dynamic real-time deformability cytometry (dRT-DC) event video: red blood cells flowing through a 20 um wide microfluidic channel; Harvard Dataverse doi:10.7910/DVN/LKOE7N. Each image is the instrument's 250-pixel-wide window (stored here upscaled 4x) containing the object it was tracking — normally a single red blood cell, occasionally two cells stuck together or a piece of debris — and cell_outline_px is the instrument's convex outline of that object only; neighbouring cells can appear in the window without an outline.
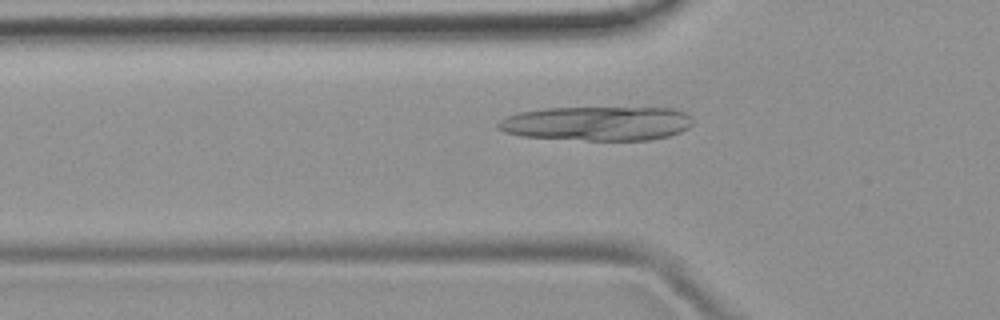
{"species": "common noctule bat (a hibernating species)", "species_latin": "Nyctalus noctula", "temperature_condition": "room temperature", "stored_images_in_passage": 51, "camera_frame_rate_fps": 3000, "um_per_image_px": 0.085, "animal": {"sex": "female", "body_mass_g": 19.9}, "frame": {"image": 1, "passage_image": 17, "time_ms": 5.333, "image_size_px": [1000, 320], "cell_outline_px": [[692, 124], [688, 128], [680, 132], [668, 136], [652, 140], [588, 140], [520, 136], [504, 132], [496, 128], [496, 124], [500, 120], [508, 116], [520, 112], [544, 108], [672, 108], [684, 112], [692, 120]], "centroid_in_image_um": [50.73, 10.5], "position_along_channel_um": 75.1, "area_um2": 38.84}}
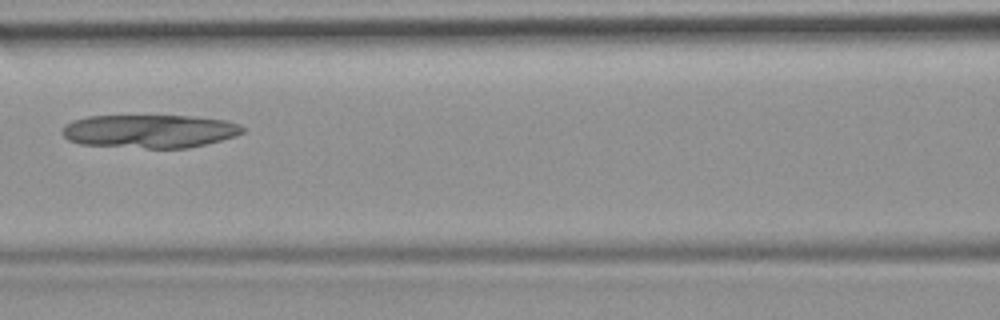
{"frame": {"image": 2, "passage_image": 23, "time_ms": 7.333, "image_size_px": [1000, 320], "cell_outline_px": [[244, 132], [236, 136], [188, 148], [148, 148], [80, 144], [68, 140], [60, 132], [64, 124], [72, 120], [88, 116], [188, 116], [224, 120], [240, 124], [244, 128]], "centroid_in_image_um": [12.68, 11.15], "position_along_channel_um": 153.9, "area_um2": 35.03}}
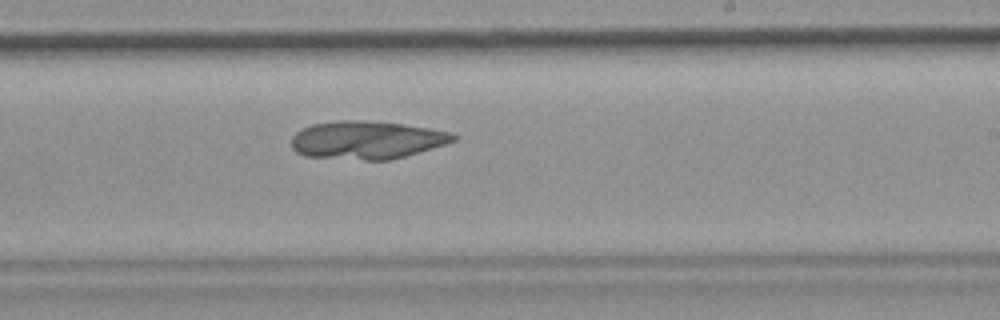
{"frame": {"image": 3, "passage_image": 31, "time_ms": 10.0, "image_size_px": [1000, 320], "cell_outline_px": [[460, 136], [456, 140], [444, 144], [404, 156], [388, 160], [364, 160], [304, 156], [296, 152], [292, 148], [292, 136], [296, 132], [312, 124], [340, 120], [360, 120], [400, 124], [428, 128], [448, 132]], "centroid_in_image_um": [31.14, 11.9], "position_along_channel_um": 257.9, "area_um2": 35.55}}